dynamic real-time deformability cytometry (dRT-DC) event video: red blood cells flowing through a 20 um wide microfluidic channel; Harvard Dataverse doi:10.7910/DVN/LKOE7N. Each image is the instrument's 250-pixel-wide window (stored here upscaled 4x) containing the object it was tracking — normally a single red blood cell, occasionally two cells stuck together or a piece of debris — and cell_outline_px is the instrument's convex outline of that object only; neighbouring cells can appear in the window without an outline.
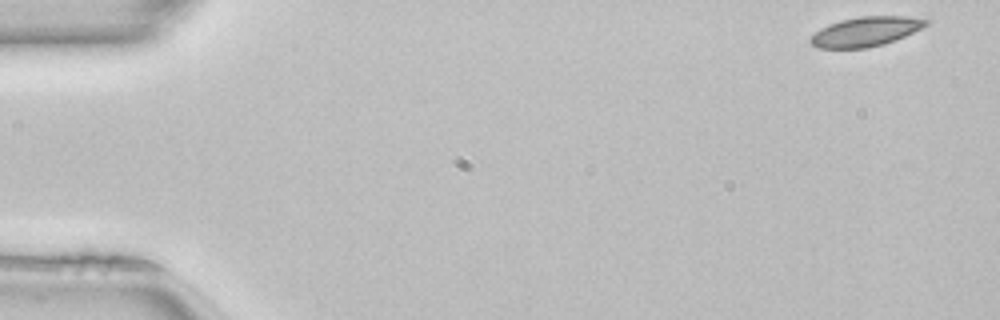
{"species": "common noctule bat (a hibernating species)", "species_latin": "Nyctalus noctula", "temperature_condition": "room temperature", "stored_images_in_passage": 49, "camera_frame_rate_fps": 3000, "um_per_image_px": 0.085, "animal": {"sex": "female", "body_mass_g": 22.7, "forearm_length_mm": 54.2}, "frame": {"image": 1, "passage_image": 1, "time_ms": 0.0, "image_size_px": [1000, 320], "cell_outline_px": [[928, 24], [896, 40], [884, 44], [868, 48], [816, 48], [808, 40], [820, 28], [828, 24], [840, 20], [860, 16], [908, 16], [928, 20]], "centroid_in_image_um": [73.55, 2.68], "position_along_channel_um": 11.5, "area_um2": 19.83}}
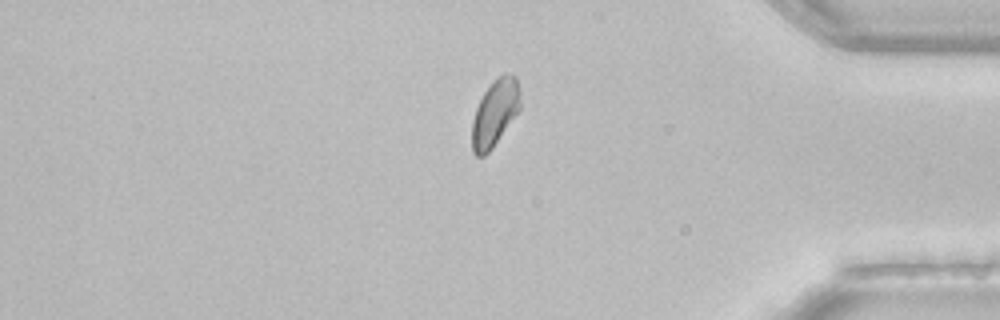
{"frame": {"image": 2, "passage_image": 41, "time_ms": 13.333, "image_size_px": [1000, 320], "cell_outline_px": [[520, 108], [492, 148], [484, 156], [476, 156], [472, 152], [472, 120], [476, 108], [484, 92], [504, 72], [516, 76], [520, 92]], "centroid_in_image_um": [42.06, 9.61], "position_along_channel_um": 393.1, "area_um2": 18.38}}
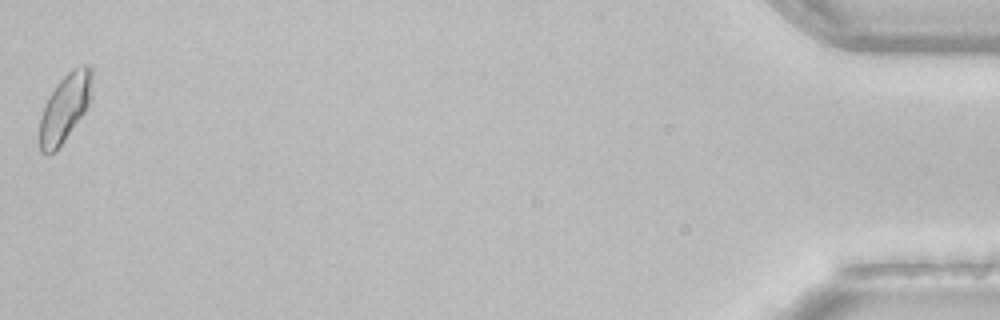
{"frame": {"image": 3, "passage_image": 49, "time_ms": 16.0, "image_size_px": [1000, 320], "cell_outline_px": [[92, 80], [88, 104], [84, 112], [56, 152], [40, 152], [40, 116], [44, 104], [56, 84], [72, 68], [84, 64], [88, 64], [92, 68]], "centroid_in_image_um": [5.51, 9.13], "position_along_channel_um": 429.7, "area_um2": 20.46}, "authors_computed_cell_mechanics": {"area_um2": 19.7676, "velocity_mm_per_s": 4.0567, "shape_relaxation_time_tau1_ms": 4.6507, "shape_relaxation_time_tau2_ms": 3.8467, "deformation_change_tau1": 0.0815, "deformation_change_tau2": 0.0485}}